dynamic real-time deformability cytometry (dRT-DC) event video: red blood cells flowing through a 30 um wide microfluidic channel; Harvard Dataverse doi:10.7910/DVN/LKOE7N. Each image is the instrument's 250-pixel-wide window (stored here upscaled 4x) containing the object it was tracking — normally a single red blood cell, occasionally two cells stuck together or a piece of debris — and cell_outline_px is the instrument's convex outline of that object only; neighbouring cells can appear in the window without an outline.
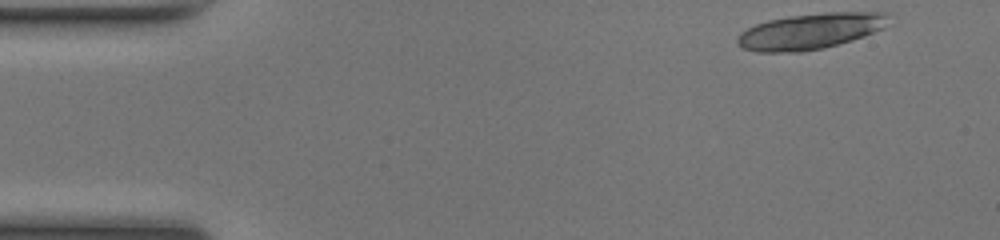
{"species": "common noctule bat (a hibernating species)", "species_latin": "Nyctalus noctula", "temperature_condition": "room temperature", "stored_images_in_passage": 13, "camera_frame_rate_fps": 3000, "um_per_image_px": 0.085, "animal": {"sex": "female", "body_mass_g": 17.0, "forearm_length_mm": 48.0}, "frame": {"image": 1, "passage_image": 1, "time_ms": 0.0, "image_size_px": [1000, 240], "cell_outline_px": [[888, 12], [884, 28], [864, 36], [852, 40], [824, 48], [800, 52], [756, 52], [744, 48], [736, 44], [736, 40], [740, 32], [756, 24], [768, 20], [788, 16], [824, 12]], "centroid_in_image_um": [68.84, 2.66], "position_along_channel_um": 16.2, "area_um2": 31.62}}